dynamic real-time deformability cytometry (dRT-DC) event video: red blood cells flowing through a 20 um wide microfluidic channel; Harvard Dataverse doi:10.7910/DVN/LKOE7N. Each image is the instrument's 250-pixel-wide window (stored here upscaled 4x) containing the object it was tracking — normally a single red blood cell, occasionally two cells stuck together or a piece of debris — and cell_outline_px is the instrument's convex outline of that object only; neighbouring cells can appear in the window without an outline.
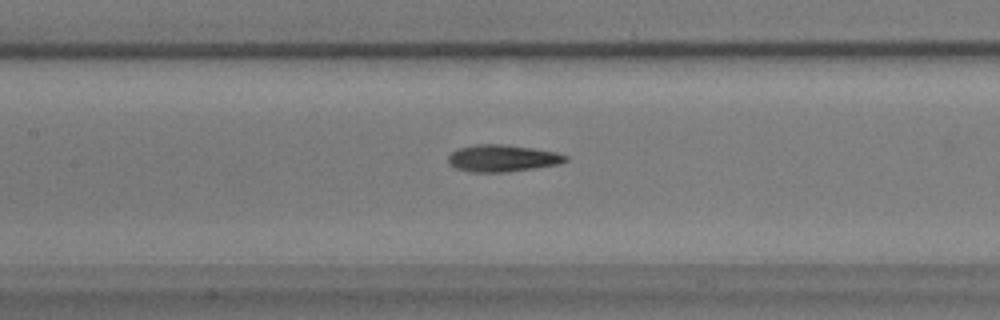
{"species": "common noctule bat (a hibernating species)", "species_latin": "Nyctalus noctula", "temperature_condition": "warm", "stored_images_in_passage": 29, "camera_frame_rate_fps": 3000, "um_per_image_px": 0.085, "animal": {"sex": "male", "body_mass_g": 17.9}, "frame": {"image": 1, "passage_image": 9, "time_ms": 2.667, "image_size_px": [1000, 320], "cell_outline_px": [[568, 160], [560, 164], [504, 172], [472, 172], [456, 168], [448, 160], [448, 156], [452, 152], [460, 148], [476, 144], [504, 144], [532, 148], [556, 152], [568, 156]], "centroid_in_image_um": [42.73, 13.44], "position_along_channel_um": 164.7, "area_um2": 18.21}}
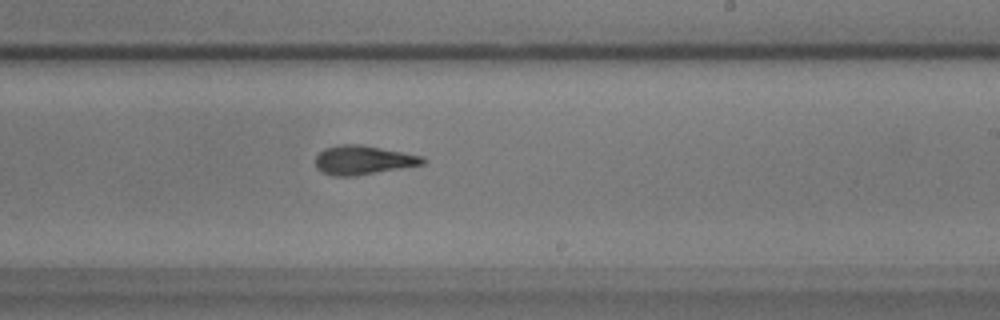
{"frame": {"image": 2, "passage_image": 17, "time_ms": 5.333, "image_size_px": [1000, 320], "cell_outline_px": [[428, 160], [424, 164], [356, 176], [332, 176], [320, 172], [316, 168], [316, 156], [324, 148], [336, 144], [364, 144], [424, 156]], "centroid_in_image_um": [30.87, 13.6], "position_along_channel_um": 258.1, "area_um2": 18.55}}